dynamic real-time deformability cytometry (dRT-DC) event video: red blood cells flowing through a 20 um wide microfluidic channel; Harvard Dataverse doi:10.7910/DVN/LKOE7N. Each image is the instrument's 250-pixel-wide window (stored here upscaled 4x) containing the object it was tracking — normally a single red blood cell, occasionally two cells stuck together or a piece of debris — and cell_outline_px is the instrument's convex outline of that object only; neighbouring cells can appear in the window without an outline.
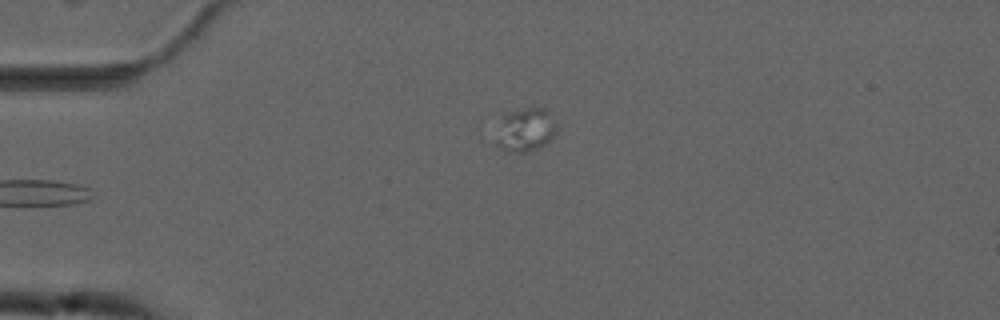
{"species": "common noctule bat (a hibernating species)", "species_latin": "Nyctalus noctula", "temperature_condition": "cold", "stored_images_in_passage": 4, "segment_of_instrument_passage": [2, 2], "camera_frame_rate_fps": 3000, "um_per_image_px": 0.085, "animal": {"sex": "male", "forearm_length_mm": 52.5}, "frame": {"image": 1, "passage_image": 4, "time_ms": 3.333, "image_size_px": [1000, 320], "cell_outline_px": [[556, 132], [544, 144], [536, 148], [524, 152], [512, 152], [496, 148], [492, 144], [504, 116], [512, 112], [524, 108], [544, 108], [548, 112], [556, 124]], "centroid_in_image_um": [44.61, 11.07], "position_along_channel_um": 40.4, "area_um2": 15.14}}